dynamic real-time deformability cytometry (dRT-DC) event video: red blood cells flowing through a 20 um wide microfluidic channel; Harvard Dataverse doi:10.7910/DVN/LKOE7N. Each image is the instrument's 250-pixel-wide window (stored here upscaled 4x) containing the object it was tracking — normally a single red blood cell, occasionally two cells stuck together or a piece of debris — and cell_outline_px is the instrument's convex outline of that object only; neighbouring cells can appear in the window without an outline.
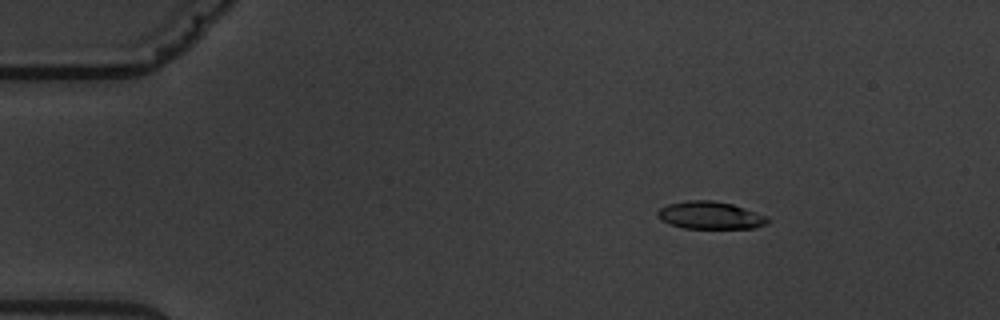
{"species": "common noctule bat (a hibernating species)", "species_latin": "Nyctalus noctula", "temperature_condition": "warm", "stored_images_in_passage": 6, "camera_frame_rate_fps": 3000, "um_per_image_px": 0.085, "animal": {"sex": "male", "body_mass_g": 19.5, "forearm_length_mm": 54.6}, "frame": {"image": 1, "passage_image": 3, "time_ms": 2.0, "image_size_px": [1000, 320], "cell_outline_px": [[768, 224], [752, 228], [684, 228], [660, 220], [656, 216], [656, 212], [660, 208], [668, 204], [688, 200], [712, 200], [732, 204], [768, 216]], "centroid_in_image_um": [60.35, 18.3], "position_along_channel_um": 24.6, "area_um2": 17.63}}
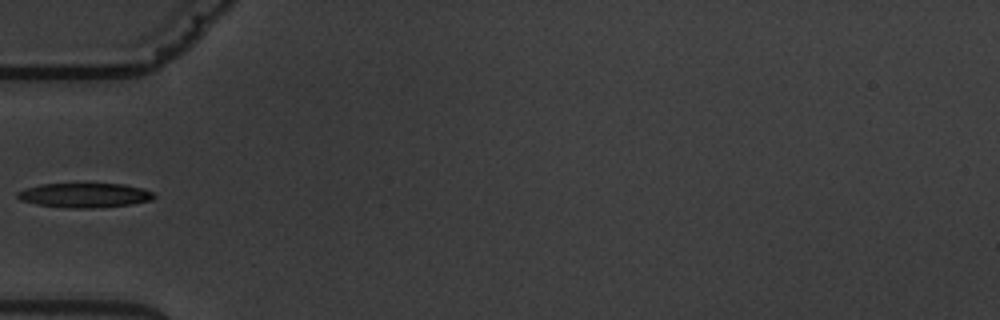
{"frame": {"image": 2, "passage_image": 6, "time_ms": 5.667, "image_size_px": [1000, 320], "cell_outline_px": [[156, 196], [152, 200], [132, 204], [96, 208], [68, 208], [36, 204], [20, 200], [16, 196], [16, 192], [24, 188], [40, 184], [124, 184], [140, 188], [152, 192]], "centroid_in_image_um": [7.16, 16.6], "position_along_channel_um": 77.8, "area_um2": 19.54}}